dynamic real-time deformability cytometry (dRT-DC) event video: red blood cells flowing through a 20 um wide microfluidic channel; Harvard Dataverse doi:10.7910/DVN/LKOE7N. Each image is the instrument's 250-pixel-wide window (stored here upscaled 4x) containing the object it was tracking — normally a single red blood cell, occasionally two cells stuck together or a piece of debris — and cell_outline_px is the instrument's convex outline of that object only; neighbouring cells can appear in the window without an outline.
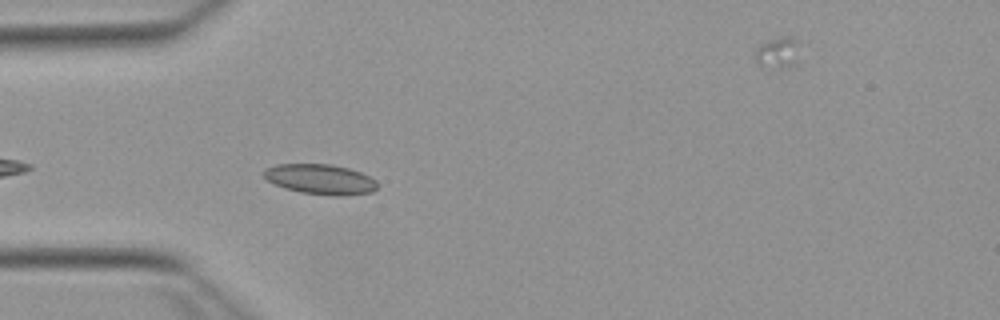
{"species": "Egyptian fruit bat (a non-hibernating species)", "species_latin": "Rousettus aegyptiacus", "temperature_condition": "warm", "stored_images_in_passage": 9, "camera_frame_rate_fps": 3000, "um_per_image_px": 0.085, "animal": {"sex": "female"}, "frame": {"image": 1, "passage_image": 4, "time_ms": 1.0, "image_size_px": [1000, 320], "cell_outline_px": [[376, 188], [372, 192], [344, 196], [332, 196], [300, 192], [284, 188], [268, 180], [264, 176], [264, 168], [276, 164], [332, 164], [348, 168], [360, 172], [376, 180]], "centroid_in_image_um": [27.23, 15.24], "position_along_channel_um": 57.8, "area_um2": 19.94}}